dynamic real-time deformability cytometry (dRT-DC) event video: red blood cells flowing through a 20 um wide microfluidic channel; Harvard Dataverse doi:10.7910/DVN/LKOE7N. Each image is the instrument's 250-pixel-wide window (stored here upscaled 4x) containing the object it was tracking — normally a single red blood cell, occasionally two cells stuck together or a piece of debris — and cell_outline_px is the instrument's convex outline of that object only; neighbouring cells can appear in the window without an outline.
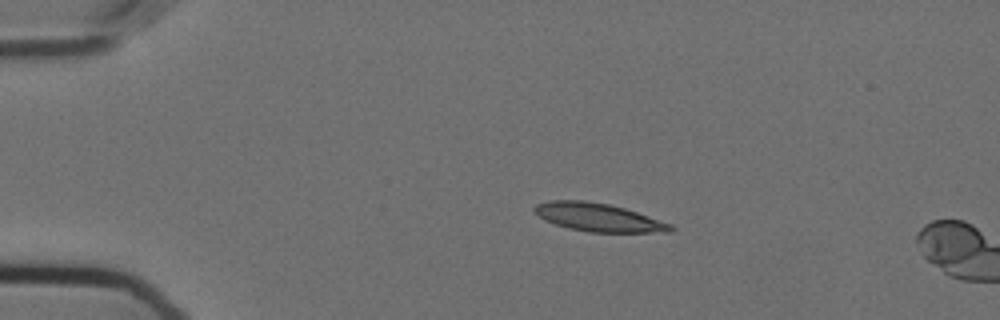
{"species": "Egyptian fruit bat (a non-hibernating species)", "species_latin": "Rousettus aegyptiacus", "temperature_condition": "cold", "stored_images_in_passage": 13, "camera_frame_rate_fps": 3000, "um_per_image_px": 0.085, "animal": {"sex": "female"}, "frame": {"image": 1, "passage_image": 8, "time_ms": 2.333, "image_size_px": [1000, 320], "cell_outline_px": [[676, 228], [672, 232], [588, 232], [568, 228], [544, 220], [532, 212], [532, 208], [536, 204], [548, 200], [584, 200], [608, 204], [624, 208], [672, 224]], "centroid_in_image_um": [50.82, 18.47], "position_along_channel_um": 34.2, "area_um2": 22.48}}